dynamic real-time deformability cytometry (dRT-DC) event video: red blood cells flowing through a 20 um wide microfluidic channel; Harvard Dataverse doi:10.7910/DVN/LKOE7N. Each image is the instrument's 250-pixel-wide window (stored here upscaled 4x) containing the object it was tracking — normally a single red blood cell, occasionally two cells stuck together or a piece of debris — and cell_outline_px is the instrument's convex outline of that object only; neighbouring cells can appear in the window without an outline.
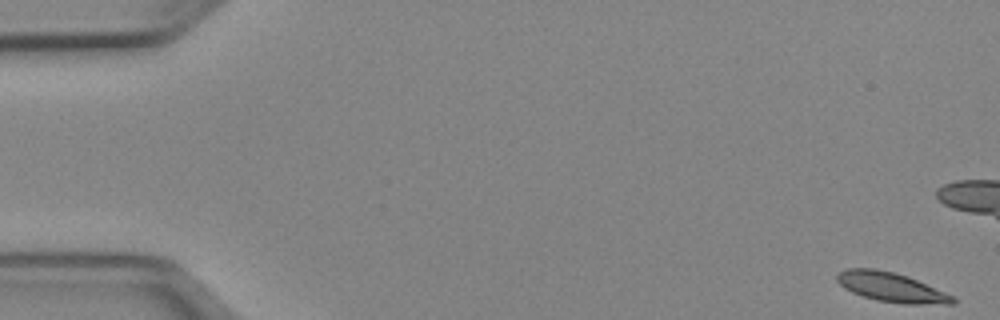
{"species": "Egyptian fruit bat (a non-hibernating species)", "species_latin": "Rousettus aegyptiacus", "temperature_condition": "cold", "stored_images_in_passage": 52, "camera_frame_rate_fps": 3000, "um_per_image_px": 0.085, "animal": {"sex": "female"}, "frame": {"image": 1, "passage_image": 1, "time_ms": 0.0, "image_size_px": [1000, 320], "cell_outline_px": [[956, 304], [904, 304], [876, 300], [852, 292], [844, 288], [836, 280], [836, 276], [840, 272], [848, 268], [876, 268], [896, 272], [908, 276], [944, 292], [952, 296], [956, 300]], "centroid_in_image_um": [75.75, 24.41], "position_along_channel_um": 9.3, "area_um2": 19.83}}
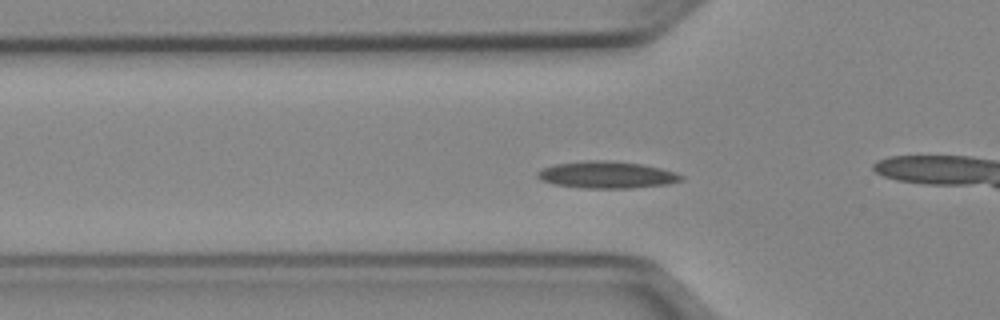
{"frame": {"image": 2, "passage_image": 17, "time_ms": 5.333, "image_size_px": [1000, 320], "cell_outline_px": [[684, 180], [668, 184], [632, 188], [584, 188], [556, 184], [544, 180], [536, 176], [536, 172], [552, 164], [584, 160], [608, 160], [640, 164], [660, 168], [676, 172], [684, 176]], "centroid_in_image_um": [51.61, 14.85], "position_along_channel_um": 74.2, "area_um2": 22.54}}
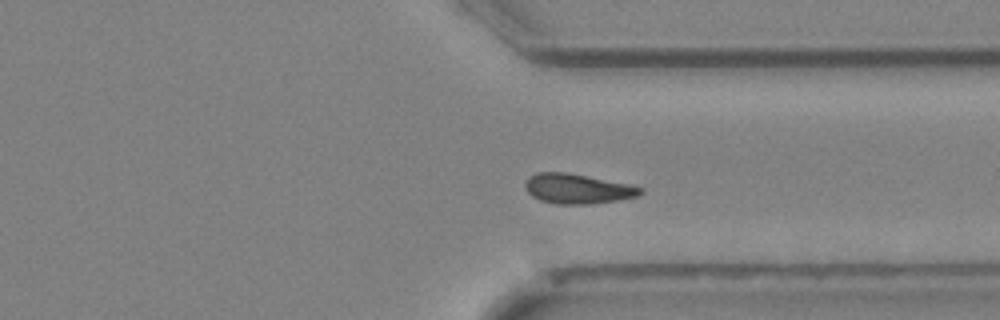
{"frame": {"image": 3, "passage_image": 39, "time_ms": 12.667, "image_size_px": [1000, 320], "cell_outline_px": [[644, 192], [636, 196], [620, 200], [588, 204], [556, 204], [540, 200], [532, 196], [528, 192], [524, 184], [524, 180], [528, 176], [536, 172], [568, 172], [628, 184], [640, 188]], "centroid_in_image_um": [49.03, 16.03], "position_along_channel_um": 362.4, "area_um2": 20.06}}